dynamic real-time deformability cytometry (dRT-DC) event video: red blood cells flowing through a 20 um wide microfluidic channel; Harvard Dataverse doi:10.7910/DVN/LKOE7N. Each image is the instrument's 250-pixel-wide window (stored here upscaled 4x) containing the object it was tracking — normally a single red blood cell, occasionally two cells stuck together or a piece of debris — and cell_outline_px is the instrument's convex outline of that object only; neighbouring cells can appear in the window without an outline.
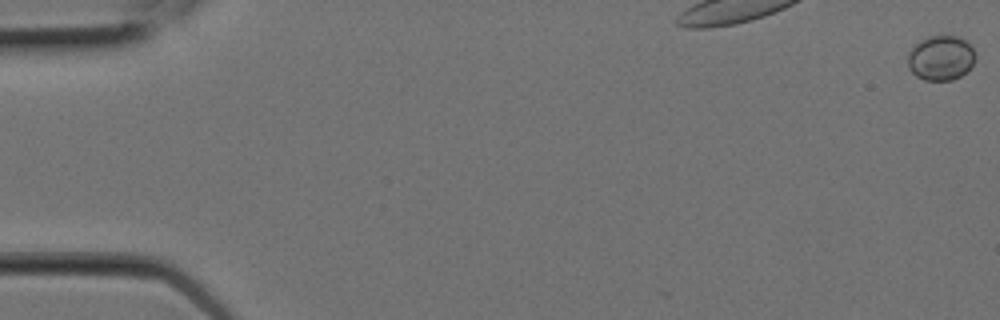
{"species": "Egyptian fruit bat (a non-hibernating species)", "species_latin": "Rousettus aegyptiacus", "temperature_condition": "room temperature", "stored_images_in_passage": 3, "camera_frame_rate_fps": 3000, "um_per_image_px": 0.085, "animal": {"sex": "female"}, "frame": {"image": 1, "passage_image": 1, "time_ms": 0.0, "image_size_px": [1000, 320], "cell_outline_px": [[976, 56], [972, 64], [960, 76], [952, 80], [924, 80], [916, 76], [908, 68], [908, 52], [920, 40], [928, 36], [960, 36], [972, 44]], "centroid_in_image_um": [79.97, 4.91], "position_along_channel_um": 5.0, "area_um2": 17.74}}